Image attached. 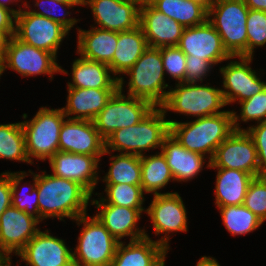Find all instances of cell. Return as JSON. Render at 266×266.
<instances>
[{
    "instance_id": "6da1fadb",
    "label": "cell",
    "mask_w": 266,
    "mask_h": 266,
    "mask_svg": "<svg viewBox=\"0 0 266 266\" xmlns=\"http://www.w3.org/2000/svg\"><path fill=\"white\" fill-rule=\"evenodd\" d=\"M36 188L40 222L50 217L75 220L87 214L92 195L78 182L42 171L36 173Z\"/></svg>"
},
{
    "instance_id": "7a4b0ae2",
    "label": "cell",
    "mask_w": 266,
    "mask_h": 266,
    "mask_svg": "<svg viewBox=\"0 0 266 266\" xmlns=\"http://www.w3.org/2000/svg\"><path fill=\"white\" fill-rule=\"evenodd\" d=\"M170 134L188 151L212 160L217 147L234 131L232 111L196 118L192 121L169 120ZM208 154V155H207Z\"/></svg>"
},
{
    "instance_id": "3957f363",
    "label": "cell",
    "mask_w": 266,
    "mask_h": 266,
    "mask_svg": "<svg viewBox=\"0 0 266 266\" xmlns=\"http://www.w3.org/2000/svg\"><path fill=\"white\" fill-rule=\"evenodd\" d=\"M170 133L165 112L155 107L138 124L116 130L106 139L103 155L112 152L142 156L150 149H161L164 138Z\"/></svg>"
},
{
    "instance_id": "277c9868",
    "label": "cell",
    "mask_w": 266,
    "mask_h": 266,
    "mask_svg": "<svg viewBox=\"0 0 266 266\" xmlns=\"http://www.w3.org/2000/svg\"><path fill=\"white\" fill-rule=\"evenodd\" d=\"M202 83H177L168 89L167 97L160 108L167 111L201 118L225 112L227 106L221 88Z\"/></svg>"
},
{
    "instance_id": "5b68a950",
    "label": "cell",
    "mask_w": 266,
    "mask_h": 266,
    "mask_svg": "<svg viewBox=\"0 0 266 266\" xmlns=\"http://www.w3.org/2000/svg\"><path fill=\"white\" fill-rule=\"evenodd\" d=\"M125 74L129 76L127 95L145 99L154 107L164 103L168 94L164 89L171 86L165 83L161 48L148 47Z\"/></svg>"
},
{
    "instance_id": "8992f818",
    "label": "cell",
    "mask_w": 266,
    "mask_h": 266,
    "mask_svg": "<svg viewBox=\"0 0 266 266\" xmlns=\"http://www.w3.org/2000/svg\"><path fill=\"white\" fill-rule=\"evenodd\" d=\"M74 221L78 226L83 225L73 251L74 266H110L119 241L95 215L85 214Z\"/></svg>"
},
{
    "instance_id": "52a82bcc",
    "label": "cell",
    "mask_w": 266,
    "mask_h": 266,
    "mask_svg": "<svg viewBox=\"0 0 266 266\" xmlns=\"http://www.w3.org/2000/svg\"><path fill=\"white\" fill-rule=\"evenodd\" d=\"M66 118L61 108L42 106L32 119L22 121L26 152L32 164L34 158L46 161L59 151L60 129Z\"/></svg>"
},
{
    "instance_id": "ba28073f",
    "label": "cell",
    "mask_w": 266,
    "mask_h": 266,
    "mask_svg": "<svg viewBox=\"0 0 266 266\" xmlns=\"http://www.w3.org/2000/svg\"><path fill=\"white\" fill-rule=\"evenodd\" d=\"M248 12L244 0H219L208 11V22L217 30L231 56L247 57Z\"/></svg>"
},
{
    "instance_id": "9c48e42d",
    "label": "cell",
    "mask_w": 266,
    "mask_h": 266,
    "mask_svg": "<svg viewBox=\"0 0 266 266\" xmlns=\"http://www.w3.org/2000/svg\"><path fill=\"white\" fill-rule=\"evenodd\" d=\"M124 79H118L119 89L94 118L99 134L106 140L116 130L138 124L155 107L147 100L123 94Z\"/></svg>"
},
{
    "instance_id": "30bf717a",
    "label": "cell",
    "mask_w": 266,
    "mask_h": 266,
    "mask_svg": "<svg viewBox=\"0 0 266 266\" xmlns=\"http://www.w3.org/2000/svg\"><path fill=\"white\" fill-rule=\"evenodd\" d=\"M8 68L23 77L47 74L50 81L55 73L68 75V71L57 63V58L52 53L25 44L15 36L6 39L2 51V74Z\"/></svg>"
},
{
    "instance_id": "8fae6325",
    "label": "cell",
    "mask_w": 266,
    "mask_h": 266,
    "mask_svg": "<svg viewBox=\"0 0 266 266\" xmlns=\"http://www.w3.org/2000/svg\"><path fill=\"white\" fill-rule=\"evenodd\" d=\"M23 9L16 16L14 36L25 44L52 53L57 58L60 44L69 31L58 22L31 13L25 7Z\"/></svg>"
},
{
    "instance_id": "7c38bea8",
    "label": "cell",
    "mask_w": 266,
    "mask_h": 266,
    "mask_svg": "<svg viewBox=\"0 0 266 266\" xmlns=\"http://www.w3.org/2000/svg\"><path fill=\"white\" fill-rule=\"evenodd\" d=\"M146 214L152 221L154 234L165 233L162 238L155 240L167 250L169 247L170 235L173 232H187V211L185 204L178 192H167L155 194Z\"/></svg>"
},
{
    "instance_id": "4fadbf2b",
    "label": "cell",
    "mask_w": 266,
    "mask_h": 266,
    "mask_svg": "<svg viewBox=\"0 0 266 266\" xmlns=\"http://www.w3.org/2000/svg\"><path fill=\"white\" fill-rule=\"evenodd\" d=\"M207 168H224L245 171L254 178L259 177L257 150L247 131L235 130L216 149L207 163Z\"/></svg>"
},
{
    "instance_id": "5bb4252c",
    "label": "cell",
    "mask_w": 266,
    "mask_h": 266,
    "mask_svg": "<svg viewBox=\"0 0 266 266\" xmlns=\"http://www.w3.org/2000/svg\"><path fill=\"white\" fill-rule=\"evenodd\" d=\"M229 60L230 63L219 70L223 78L224 89L221 90L227 105L247 100L266 88V82L261 81V76L250 66L253 57L232 56Z\"/></svg>"
},
{
    "instance_id": "9a60e30c",
    "label": "cell",
    "mask_w": 266,
    "mask_h": 266,
    "mask_svg": "<svg viewBox=\"0 0 266 266\" xmlns=\"http://www.w3.org/2000/svg\"><path fill=\"white\" fill-rule=\"evenodd\" d=\"M178 47L185 55L208 60L213 66L232 57L224 48L221 36L208 20L198 26L185 27Z\"/></svg>"
},
{
    "instance_id": "2e32d148",
    "label": "cell",
    "mask_w": 266,
    "mask_h": 266,
    "mask_svg": "<svg viewBox=\"0 0 266 266\" xmlns=\"http://www.w3.org/2000/svg\"><path fill=\"white\" fill-rule=\"evenodd\" d=\"M100 29L122 32L139 26L140 8L134 0H82Z\"/></svg>"
},
{
    "instance_id": "e0dca14e",
    "label": "cell",
    "mask_w": 266,
    "mask_h": 266,
    "mask_svg": "<svg viewBox=\"0 0 266 266\" xmlns=\"http://www.w3.org/2000/svg\"><path fill=\"white\" fill-rule=\"evenodd\" d=\"M17 255L27 266H74L72 248L49 230H40Z\"/></svg>"
},
{
    "instance_id": "ac0fdd59",
    "label": "cell",
    "mask_w": 266,
    "mask_h": 266,
    "mask_svg": "<svg viewBox=\"0 0 266 266\" xmlns=\"http://www.w3.org/2000/svg\"><path fill=\"white\" fill-rule=\"evenodd\" d=\"M106 140L99 134L93 121L66 118L59 134V151L103 156Z\"/></svg>"
},
{
    "instance_id": "d6986e66",
    "label": "cell",
    "mask_w": 266,
    "mask_h": 266,
    "mask_svg": "<svg viewBox=\"0 0 266 266\" xmlns=\"http://www.w3.org/2000/svg\"><path fill=\"white\" fill-rule=\"evenodd\" d=\"M101 157L57 151L48 163L51 174L78 182L92 195L100 180L98 164Z\"/></svg>"
},
{
    "instance_id": "ffe728a7",
    "label": "cell",
    "mask_w": 266,
    "mask_h": 266,
    "mask_svg": "<svg viewBox=\"0 0 266 266\" xmlns=\"http://www.w3.org/2000/svg\"><path fill=\"white\" fill-rule=\"evenodd\" d=\"M40 221L10 206L0 215V255L17 254L39 231Z\"/></svg>"
},
{
    "instance_id": "44dd1931",
    "label": "cell",
    "mask_w": 266,
    "mask_h": 266,
    "mask_svg": "<svg viewBox=\"0 0 266 266\" xmlns=\"http://www.w3.org/2000/svg\"><path fill=\"white\" fill-rule=\"evenodd\" d=\"M91 205H96L98 211L95 216L100 220L109 233L119 242L124 237H130V241L145 238L146 230L139 229L137 224L141 214L146 208H128L113 204H107L101 198L91 199Z\"/></svg>"
},
{
    "instance_id": "7402d4cb",
    "label": "cell",
    "mask_w": 266,
    "mask_h": 266,
    "mask_svg": "<svg viewBox=\"0 0 266 266\" xmlns=\"http://www.w3.org/2000/svg\"><path fill=\"white\" fill-rule=\"evenodd\" d=\"M139 26L144 32L148 47L152 48L178 46L185 29L153 6L140 8Z\"/></svg>"
},
{
    "instance_id": "603a6c76",
    "label": "cell",
    "mask_w": 266,
    "mask_h": 266,
    "mask_svg": "<svg viewBox=\"0 0 266 266\" xmlns=\"http://www.w3.org/2000/svg\"><path fill=\"white\" fill-rule=\"evenodd\" d=\"M125 243H118L110 266H165L168 250L148 234L145 238Z\"/></svg>"
},
{
    "instance_id": "cb8c5ba5",
    "label": "cell",
    "mask_w": 266,
    "mask_h": 266,
    "mask_svg": "<svg viewBox=\"0 0 266 266\" xmlns=\"http://www.w3.org/2000/svg\"><path fill=\"white\" fill-rule=\"evenodd\" d=\"M117 90L68 87L67 104L61 109L69 119L93 121Z\"/></svg>"
},
{
    "instance_id": "d4e9b609",
    "label": "cell",
    "mask_w": 266,
    "mask_h": 266,
    "mask_svg": "<svg viewBox=\"0 0 266 266\" xmlns=\"http://www.w3.org/2000/svg\"><path fill=\"white\" fill-rule=\"evenodd\" d=\"M160 151L166 158L176 182H187L203 170L205 159L202 154L188 151L170 133L164 138Z\"/></svg>"
},
{
    "instance_id": "484cf974",
    "label": "cell",
    "mask_w": 266,
    "mask_h": 266,
    "mask_svg": "<svg viewBox=\"0 0 266 266\" xmlns=\"http://www.w3.org/2000/svg\"><path fill=\"white\" fill-rule=\"evenodd\" d=\"M77 54L82 58L109 64L117 44V32L91 26L90 30L78 28Z\"/></svg>"
},
{
    "instance_id": "4316f807",
    "label": "cell",
    "mask_w": 266,
    "mask_h": 266,
    "mask_svg": "<svg viewBox=\"0 0 266 266\" xmlns=\"http://www.w3.org/2000/svg\"><path fill=\"white\" fill-rule=\"evenodd\" d=\"M148 48L146 37L140 26L137 28L117 32V44L112 61L108 64L117 79L134 65Z\"/></svg>"
},
{
    "instance_id": "83f0119b",
    "label": "cell",
    "mask_w": 266,
    "mask_h": 266,
    "mask_svg": "<svg viewBox=\"0 0 266 266\" xmlns=\"http://www.w3.org/2000/svg\"><path fill=\"white\" fill-rule=\"evenodd\" d=\"M71 69L73 82H68L67 87L119 89L117 77L105 63L90 61L80 56L73 61Z\"/></svg>"
},
{
    "instance_id": "f1b7e54d",
    "label": "cell",
    "mask_w": 266,
    "mask_h": 266,
    "mask_svg": "<svg viewBox=\"0 0 266 266\" xmlns=\"http://www.w3.org/2000/svg\"><path fill=\"white\" fill-rule=\"evenodd\" d=\"M217 170L215 183V205L217 207L243 205L249 183L254 177L235 169L212 168Z\"/></svg>"
},
{
    "instance_id": "f546056e",
    "label": "cell",
    "mask_w": 266,
    "mask_h": 266,
    "mask_svg": "<svg viewBox=\"0 0 266 266\" xmlns=\"http://www.w3.org/2000/svg\"><path fill=\"white\" fill-rule=\"evenodd\" d=\"M174 177L163 153L141 156V187L145 193L161 194L168 182Z\"/></svg>"
},
{
    "instance_id": "4dcf8cb0",
    "label": "cell",
    "mask_w": 266,
    "mask_h": 266,
    "mask_svg": "<svg viewBox=\"0 0 266 266\" xmlns=\"http://www.w3.org/2000/svg\"><path fill=\"white\" fill-rule=\"evenodd\" d=\"M152 6L184 27L201 25L208 17V11L193 0H158Z\"/></svg>"
},
{
    "instance_id": "1f68e13d",
    "label": "cell",
    "mask_w": 266,
    "mask_h": 266,
    "mask_svg": "<svg viewBox=\"0 0 266 266\" xmlns=\"http://www.w3.org/2000/svg\"><path fill=\"white\" fill-rule=\"evenodd\" d=\"M110 167L104 179L105 184L141 185V156L115 154L110 157Z\"/></svg>"
},
{
    "instance_id": "d6a6232c",
    "label": "cell",
    "mask_w": 266,
    "mask_h": 266,
    "mask_svg": "<svg viewBox=\"0 0 266 266\" xmlns=\"http://www.w3.org/2000/svg\"><path fill=\"white\" fill-rule=\"evenodd\" d=\"M0 159L32 164L26 152L22 122L0 124Z\"/></svg>"
},
{
    "instance_id": "836d02e7",
    "label": "cell",
    "mask_w": 266,
    "mask_h": 266,
    "mask_svg": "<svg viewBox=\"0 0 266 266\" xmlns=\"http://www.w3.org/2000/svg\"><path fill=\"white\" fill-rule=\"evenodd\" d=\"M227 231L235 235H246L259 228L263 221L244 205L217 207Z\"/></svg>"
},
{
    "instance_id": "e575fe53",
    "label": "cell",
    "mask_w": 266,
    "mask_h": 266,
    "mask_svg": "<svg viewBox=\"0 0 266 266\" xmlns=\"http://www.w3.org/2000/svg\"><path fill=\"white\" fill-rule=\"evenodd\" d=\"M29 173L33 175V183H29L30 191H26L27 189L25 190L23 188V191L21 190V192H19L20 190L18 187L21 184V181L26 176H29V174L27 175L25 171L10 172L12 206L18 210L26 212L40 221V214L38 211V192L36 188V173L31 170H29ZM24 192H26L25 194L27 195H24Z\"/></svg>"
},
{
    "instance_id": "d590c367",
    "label": "cell",
    "mask_w": 266,
    "mask_h": 266,
    "mask_svg": "<svg viewBox=\"0 0 266 266\" xmlns=\"http://www.w3.org/2000/svg\"><path fill=\"white\" fill-rule=\"evenodd\" d=\"M104 192L106 197H100L107 204H113L128 208H145L144 194L141 185L132 184H106Z\"/></svg>"
},
{
    "instance_id": "8d00e7d4",
    "label": "cell",
    "mask_w": 266,
    "mask_h": 266,
    "mask_svg": "<svg viewBox=\"0 0 266 266\" xmlns=\"http://www.w3.org/2000/svg\"><path fill=\"white\" fill-rule=\"evenodd\" d=\"M28 4L29 3L27 1L26 3H23L24 7L27 8V10H29L31 13L44 16L55 22H58L68 31H70L78 21H80L79 19L77 20L76 18H71V17L66 18V16L71 15V12L66 11V9H71V7L73 8L74 6H79V5L82 6V2H58L55 0H35L34 6L35 8L38 7L39 10L31 9V6H29ZM58 7L64 8L62 10L65 13L62 15L58 14L59 15L58 16L57 13L59 12H57V10L60 9Z\"/></svg>"
},
{
    "instance_id": "74e56055",
    "label": "cell",
    "mask_w": 266,
    "mask_h": 266,
    "mask_svg": "<svg viewBox=\"0 0 266 266\" xmlns=\"http://www.w3.org/2000/svg\"><path fill=\"white\" fill-rule=\"evenodd\" d=\"M238 104L241 107L239 115L234 110H231L235 130L245 131L240 126V120L245 123L255 120L257 124L266 121V88L262 92Z\"/></svg>"
},
{
    "instance_id": "f35d334b",
    "label": "cell",
    "mask_w": 266,
    "mask_h": 266,
    "mask_svg": "<svg viewBox=\"0 0 266 266\" xmlns=\"http://www.w3.org/2000/svg\"><path fill=\"white\" fill-rule=\"evenodd\" d=\"M246 30L247 57H253L255 47L266 45V11L249 9Z\"/></svg>"
},
{
    "instance_id": "ab89813d",
    "label": "cell",
    "mask_w": 266,
    "mask_h": 266,
    "mask_svg": "<svg viewBox=\"0 0 266 266\" xmlns=\"http://www.w3.org/2000/svg\"><path fill=\"white\" fill-rule=\"evenodd\" d=\"M243 205L258 216L263 223L266 220V177H255L248 186Z\"/></svg>"
},
{
    "instance_id": "60d3db41",
    "label": "cell",
    "mask_w": 266,
    "mask_h": 266,
    "mask_svg": "<svg viewBox=\"0 0 266 266\" xmlns=\"http://www.w3.org/2000/svg\"><path fill=\"white\" fill-rule=\"evenodd\" d=\"M161 56L165 73L176 79L178 83H185V53L178 46L161 47Z\"/></svg>"
},
{
    "instance_id": "b9f144b4",
    "label": "cell",
    "mask_w": 266,
    "mask_h": 266,
    "mask_svg": "<svg viewBox=\"0 0 266 266\" xmlns=\"http://www.w3.org/2000/svg\"><path fill=\"white\" fill-rule=\"evenodd\" d=\"M255 143L258 156L259 176L266 177V121L245 129Z\"/></svg>"
},
{
    "instance_id": "7bdbcfd3",
    "label": "cell",
    "mask_w": 266,
    "mask_h": 266,
    "mask_svg": "<svg viewBox=\"0 0 266 266\" xmlns=\"http://www.w3.org/2000/svg\"><path fill=\"white\" fill-rule=\"evenodd\" d=\"M212 68L213 65L208 60L192 58V55H186L185 83H202L204 81L203 78H207Z\"/></svg>"
},
{
    "instance_id": "ee69618b",
    "label": "cell",
    "mask_w": 266,
    "mask_h": 266,
    "mask_svg": "<svg viewBox=\"0 0 266 266\" xmlns=\"http://www.w3.org/2000/svg\"><path fill=\"white\" fill-rule=\"evenodd\" d=\"M12 206L10 172L0 174V215Z\"/></svg>"
},
{
    "instance_id": "f6af8a7d",
    "label": "cell",
    "mask_w": 266,
    "mask_h": 266,
    "mask_svg": "<svg viewBox=\"0 0 266 266\" xmlns=\"http://www.w3.org/2000/svg\"><path fill=\"white\" fill-rule=\"evenodd\" d=\"M16 15L11 11L0 6V33L6 38L15 35Z\"/></svg>"
},
{
    "instance_id": "bcb514c9",
    "label": "cell",
    "mask_w": 266,
    "mask_h": 266,
    "mask_svg": "<svg viewBox=\"0 0 266 266\" xmlns=\"http://www.w3.org/2000/svg\"><path fill=\"white\" fill-rule=\"evenodd\" d=\"M249 9L266 11V0H244Z\"/></svg>"
},
{
    "instance_id": "7dc6e473",
    "label": "cell",
    "mask_w": 266,
    "mask_h": 266,
    "mask_svg": "<svg viewBox=\"0 0 266 266\" xmlns=\"http://www.w3.org/2000/svg\"><path fill=\"white\" fill-rule=\"evenodd\" d=\"M196 266H220V264L213 257L202 256L196 263Z\"/></svg>"
},
{
    "instance_id": "c3c4849f",
    "label": "cell",
    "mask_w": 266,
    "mask_h": 266,
    "mask_svg": "<svg viewBox=\"0 0 266 266\" xmlns=\"http://www.w3.org/2000/svg\"><path fill=\"white\" fill-rule=\"evenodd\" d=\"M21 2V0H0V6L11 10L16 16L19 14V12L22 10L23 7H19V9H13L11 7L8 6V4H13L14 2H16V5L18 2Z\"/></svg>"
},
{
    "instance_id": "681fc988",
    "label": "cell",
    "mask_w": 266,
    "mask_h": 266,
    "mask_svg": "<svg viewBox=\"0 0 266 266\" xmlns=\"http://www.w3.org/2000/svg\"><path fill=\"white\" fill-rule=\"evenodd\" d=\"M209 11L219 0H193Z\"/></svg>"
},
{
    "instance_id": "f907efd6",
    "label": "cell",
    "mask_w": 266,
    "mask_h": 266,
    "mask_svg": "<svg viewBox=\"0 0 266 266\" xmlns=\"http://www.w3.org/2000/svg\"><path fill=\"white\" fill-rule=\"evenodd\" d=\"M11 255H0V266H12Z\"/></svg>"
},
{
    "instance_id": "816d5d0a",
    "label": "cell",
    "mask_w": 266,
    "mask_h": 266,
    "mask_svg": "<svg viewBox=\"0 0 266 266\" xmlns=\"http://www.w3.org/2000/svg\"><path fill=\"white\" fill-rule=\"evenodd\" d=\"M139 8L152 6L158 0H134Z\"/></svg>"
},
{
    "instance_id": "f5cc1de1",
    "label": "cell",
    "mask_w": 266,
    "mask_h": 266,
    "mask_svg": "<svg viewBox=\"0 0 266 266\" xmlns=\"http://www.w3.org/2000/svg\"><path fill=\"white\" fill-rule=\"evenodd\" d=\"M6 38L0 33V52L2 53L5 46Z\"/></svg>"
},
{
    "instance_id": "db71d44e",
    "label": "cell",
    "mask_w": 266,
    "mask_h": 266,
    "mask_svg": "<svg viewBox=\"0 0 266 266\" xmlns=\"http://www.w3.org/2000/svg\"><path fill=\"white\" fill-rule=\"evenodd\" d=\"M58 2H82V0H55Z\"/></svg>"
},
{
    "instance_id": "11a10c76",
    "label": "cell",
    "mask_w": 266,
    "mask_h": 266,
    "mask_svg": "<svg viewBox=\"0 0 266 266\" xmlns=\"http://www.w3.org/2000/svg\"><path fill=\"white\" fill-rule=\"evenodd\" d=\"M1 56H2V53L0 52V67H1Z\"/></svg>"
},
{
    "instance_id": "9f6ffc18",
    "label": "cell",
    "mask_w": 266,
    "mask_h": 266,
    "mask_svg": "<svg viewBox=\"0 0 266 266\" xmlns=\"http://www.w3.org/2000/svg\"><path fill=\"white\" fill-rule=\"evenodd\" d=\"M1 75H2V69H1V67H0V77H1Z\"/></svg>"
}]
</instances>
